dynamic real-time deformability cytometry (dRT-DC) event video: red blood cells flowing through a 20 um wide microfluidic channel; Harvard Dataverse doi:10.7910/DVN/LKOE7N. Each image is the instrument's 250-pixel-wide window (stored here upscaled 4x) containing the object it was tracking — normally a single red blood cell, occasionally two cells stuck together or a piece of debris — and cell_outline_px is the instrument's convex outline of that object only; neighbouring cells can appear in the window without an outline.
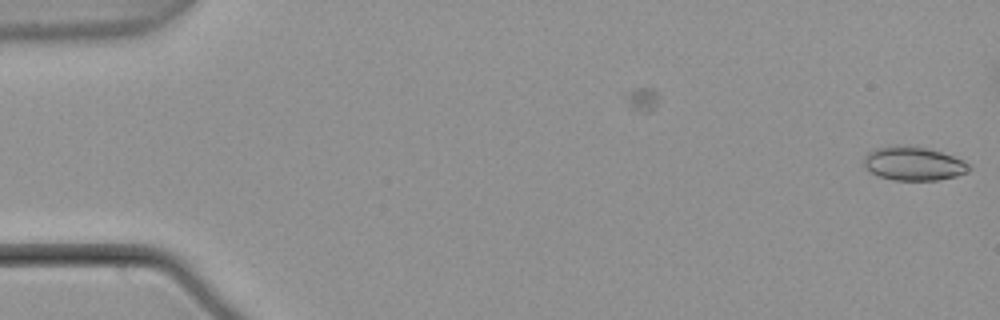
{"species": "common noctule bat (a hibernating species)", "species_latin": "Nyctalus noctula", "temperature_condition": "warm", "stored_images_in_passage": 2, "camera_frame_rate_fps": 3000, "um_per_image_px": 0.085, "animal": {"sex": "male", "body_mass_g": 21.5, "forearm_length_mm": 52.0}, "frame": {"image": 1, "passage_image": 2, "time_ms": 0.333, "image_size_px": [1000, 320], "cell_outline_px": [[972, 168], [968, 172], [956, 176], [936, 180], [892, 180], [880, 176], [872, 172], [864, 164], [864, 156], [868, 152], [876, 148], [924, 148], [940, 152], [964, 160]], "centroid_in_image_um": [77.7, 13.95], "position_along_channel_um": 7.3, "area_um2": 19.83}}